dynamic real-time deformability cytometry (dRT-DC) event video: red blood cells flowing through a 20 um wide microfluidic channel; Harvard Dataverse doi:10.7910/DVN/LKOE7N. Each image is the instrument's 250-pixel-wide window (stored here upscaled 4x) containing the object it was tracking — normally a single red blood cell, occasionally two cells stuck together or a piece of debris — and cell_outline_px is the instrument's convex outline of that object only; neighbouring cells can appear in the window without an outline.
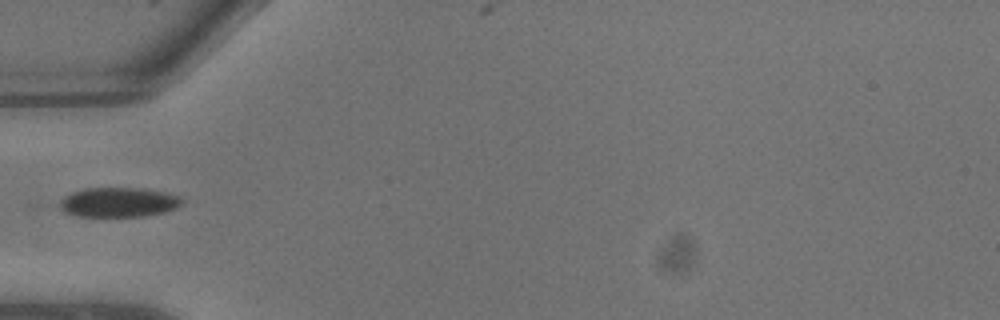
{"species": "common noctule bat (a hibernating species)", "species_latin": "Nyctalus noctula", "temperature_condition": "warm", "stored_images_in_passage": 3, "camera_frame_rate_fps": 3000, "um_per_image_px": 0.085, "animal": {"sex": "male", "body_mass_g": 13.3}, "frame": {"image": 1, "passage_image": 1, "time_ms": 0.0, "image_size_px": [1000, 320], "cell_outline_px": [[184, 204], [176, 208], [164, 212], [144, 216], [76, 216], [64, 212], [60, 208], [60, 200], [64, 196], [72, 192], [84, 188], [144, 188], [164, 192], [180, 196], [184, 200]], "centroid_in_image_um": [10.1, 17.19], "position_along_channel_um": 74.9, "area_um2": 21.27}}
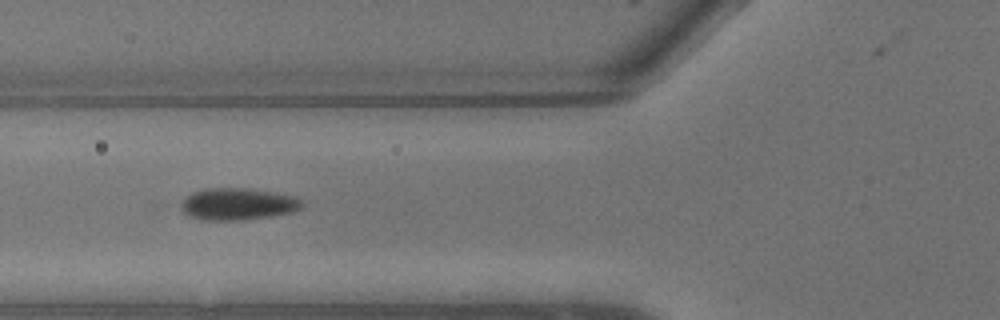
{"frame": {"image": 2, "passage_image": 2, "time_ms": 0.333, "image_size_px": [1000, 320], "cell_outline_px": [[304, 204], [300, 208], [292, 212], [268, 216], [236, 220], [204, 220], [192, 216], [184, 212], [180, 208], [180, 204], [192, 192], [204, 188], [248, 188], [276, 192], [296, 196]], "centroid_in_image_um": [20.22, 17.32], "position_along_channel_um": 105.6, "area_um2": 22.37}}
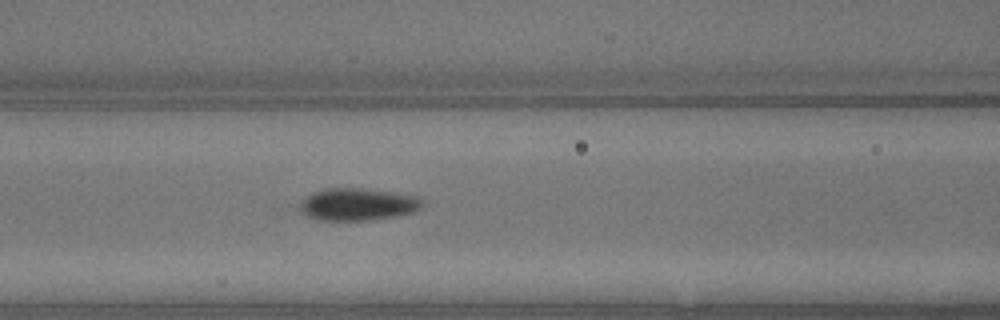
{"frame": {"image": 3, "passage_image": 3, "time_ms": 0.667, "image_size_px": [1000, 320], "cell_outline_px": [[424, 204], [420, 208], [412, 212], [392, 216], [368, 220], [320, 220], [308, 216], [300, 208], [300, 200], [312, 192], [324, 188], [364, 188], [396, 192], [420, 196], [424, 200]], "centroid_in_image_um": [30.43, 17.34], "position_along_channel_um": 136.2, "area_um2": 23.18}}